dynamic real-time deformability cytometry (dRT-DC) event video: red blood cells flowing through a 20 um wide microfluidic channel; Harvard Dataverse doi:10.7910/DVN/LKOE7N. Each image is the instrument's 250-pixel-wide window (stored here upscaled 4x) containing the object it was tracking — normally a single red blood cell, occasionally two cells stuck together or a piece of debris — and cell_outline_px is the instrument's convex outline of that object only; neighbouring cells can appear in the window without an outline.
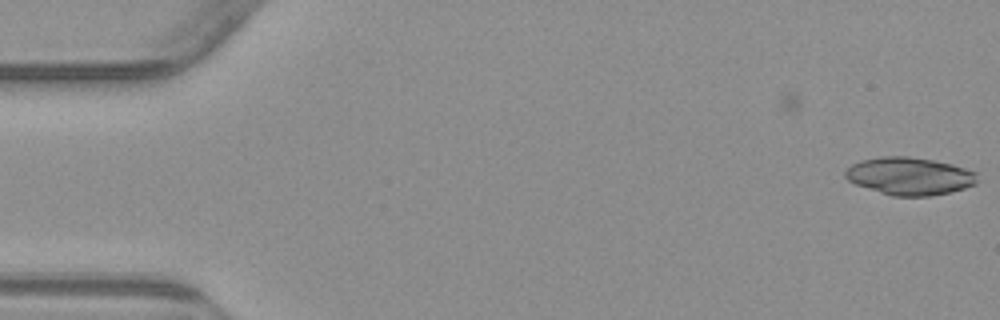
{"species": "common noctule bat (a hibernating species)", "species_latin": "Nyctalus noctula", "temperature_condition": "warm", "stored_images_in_passage": 7, "camera_frame_rate_fps": 3000, "um_per_image_px": 0.085, "animal": {"sex": "male", "body_mass_g": 23.1, "forearm_length_mm": 52.7}, "frame": {"image": 1, "passage_image": 7, "time_ms": 2.0, "image_size_px": [1000, 320], "cell_outline_px": [[976, 184], [964, 188], [948, 192], [928, 196], [892, 196], [856, 184], [848, 180], [844, 176], [844, 172], [852, 164], [860, 160], [880, 156], [908, 156], [932, 160], [952, 164], [976, 172]], "centroid_in_image_um": [77.29, 14.96], "position_along_channel_um": 7.7, "area_um2": 28.78}}